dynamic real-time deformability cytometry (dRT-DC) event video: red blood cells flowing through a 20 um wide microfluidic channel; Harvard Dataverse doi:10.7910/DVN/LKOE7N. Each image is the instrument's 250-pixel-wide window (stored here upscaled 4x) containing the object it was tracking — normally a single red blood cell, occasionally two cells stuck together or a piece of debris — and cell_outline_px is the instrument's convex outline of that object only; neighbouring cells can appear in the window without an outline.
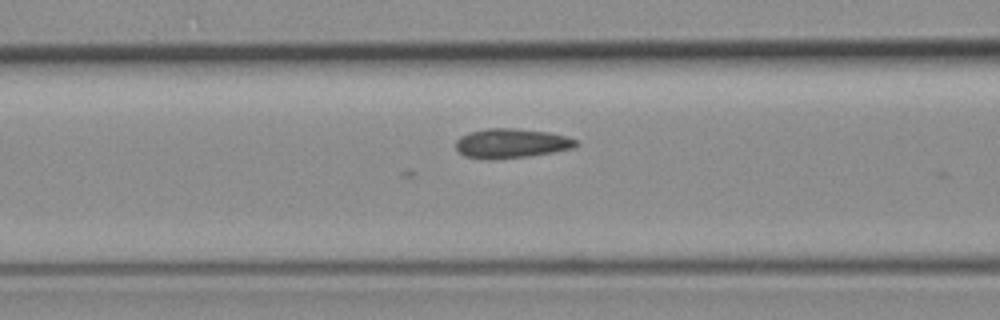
{"species": "common noctule bat (a hibernating species)", "species_latin": "Nyctalus noctula", "temperature_condition": "room temperature", "stored_images_in_passage": 5, "camera_frame_rate_fps": 3000, "um_per_image_px": 0.085, "animal": {"sex": "female", "body_mass_g": 19.3, "forearm_length_mm": 54.1}, "frame": {"image": 1, "passage_image": 3, "time_ms": 0.667, "image_size_px": [1000, 320], "cell_outline_px": [[580, 144], [576, 148], [528, 156], [464, 156], [456, 148], [456, 140], [460, 136], [468, 132], [488, 128], [516, 128], [548, 132], [568, 136], [576, 140]], "centroid_in_image_um": [43.55, 12.12], "position_along_channel_um": 123.1, "area_um2": 19.94}}